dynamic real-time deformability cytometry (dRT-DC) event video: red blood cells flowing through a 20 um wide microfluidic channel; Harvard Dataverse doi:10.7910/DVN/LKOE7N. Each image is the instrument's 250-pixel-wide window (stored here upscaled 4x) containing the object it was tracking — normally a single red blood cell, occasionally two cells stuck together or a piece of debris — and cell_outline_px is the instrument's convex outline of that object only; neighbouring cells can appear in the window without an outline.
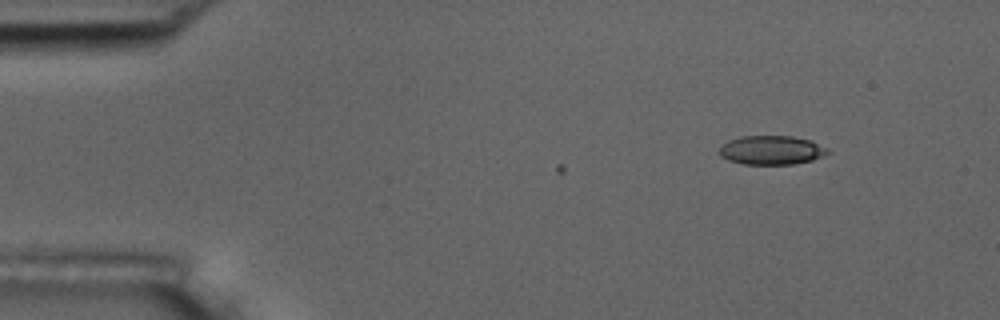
{"species": "common noctule bat (a hibernating species)", "species_latin": "Nyctalus noctula", "temperature_condition": "room temperature", "stored_images_in_passage": 3, "camera_frame_rate_fps": 3000, "um_per_image_px": 0.085, "animal": {"sex": "male", "body_mass_g": 17.5, "forearm_length_mm": 52.3}, "frame": {"image": 1, "passage_image": 3, "time_ms": 3.333, "image_size_px": [1000, 320], "cell_outline_px": [[832, 152], [824, 156], [812, 160], [796, 164], [744, 164], [728, 160], [720, 156], [720, 144], [728, 140], [740, 136], [792, 136], [808, 140], [828, 148]], "centroid_in_image_um": [65.57, 12.76], "position_along_channel_um": 19.4, "area_um2": 18.44}}